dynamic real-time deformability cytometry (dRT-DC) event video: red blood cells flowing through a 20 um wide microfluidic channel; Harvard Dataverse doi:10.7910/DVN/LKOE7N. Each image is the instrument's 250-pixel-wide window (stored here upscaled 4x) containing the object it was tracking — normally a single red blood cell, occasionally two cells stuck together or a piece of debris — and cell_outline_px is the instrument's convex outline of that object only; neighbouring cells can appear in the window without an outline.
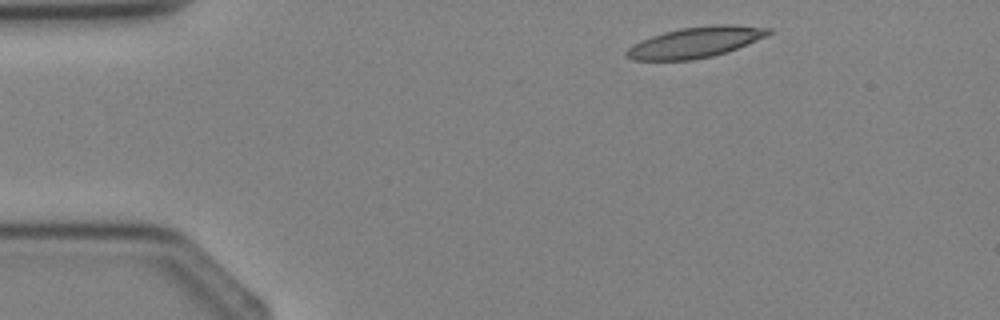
{"species": "Egyptian fruit bat (a non-hibernating species)", "species_latin": "Rousettus aegyptiacus", "temperature_condition": "cold", "stored_images_in_passage": 2, "camera_frame_rate_fps": 3000, "um_per_image_px": 0.085, "animal": {"sex": "female"}, "frame": {"image": 1, "passage_image": 1, "time_ms": 0.0, "image_size_px": [1000, 320], "cell_outline_px": [[772, 32], [764, 36], [736, 48], [712, 56], [692, 60], [632, 60], [624, 56], [624, 52], [632, 44], [640, 40], [664, 32], [680, 28], [712, 24], [736, 24], [772, 28]], "centroid_in_image_um": [59.05, 3.58], "position_along_channel_um": 25.9, "area_um2": 25.37}}